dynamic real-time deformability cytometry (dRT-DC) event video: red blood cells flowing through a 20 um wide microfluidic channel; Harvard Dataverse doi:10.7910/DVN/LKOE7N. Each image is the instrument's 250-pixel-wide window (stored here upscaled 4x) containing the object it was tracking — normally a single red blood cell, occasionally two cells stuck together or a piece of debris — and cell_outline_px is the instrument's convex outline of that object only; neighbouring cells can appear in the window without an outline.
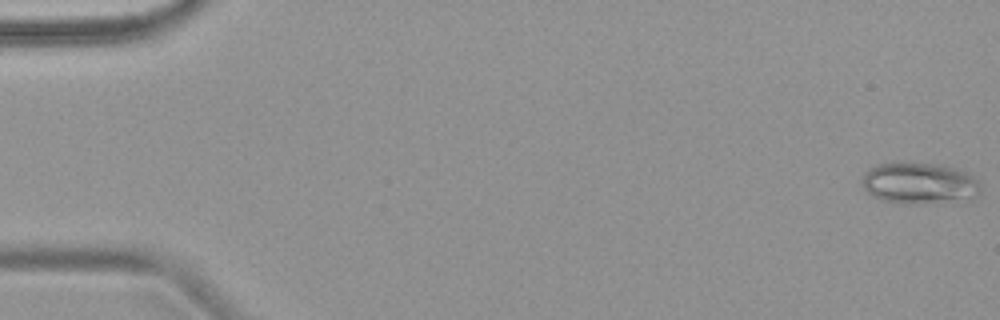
{"species": "common noctule bat (a hibernating species)", "species_latin": "Nyctalus noctula", "temperature_condition": "warm", "stored_images_in_passage": 5, "camera_frame_rate_fps": 3000, "um_per_image_px": 0.085, "animal": {"sex": "female", "body_mass_g": 18.4}, "frame": {"image": 1, "passage_image": 1, "time_ms": 0.0, "image_size_px": [1000, 320], "cell_outline_px": [[980, 188], [972, 196], [916, 204], [904, 204], [884, 200], [872, 196], [864, 188], [860, 180], [864, 172], [868, 168], [876, 164], [936, 164], [952, 168], [964, 172], [972, 176], [980, 184]], "centroid_in_image_um": [78.0, 15.56], "position_along_channel_um": 7.0, "area_um2": 27.4}}